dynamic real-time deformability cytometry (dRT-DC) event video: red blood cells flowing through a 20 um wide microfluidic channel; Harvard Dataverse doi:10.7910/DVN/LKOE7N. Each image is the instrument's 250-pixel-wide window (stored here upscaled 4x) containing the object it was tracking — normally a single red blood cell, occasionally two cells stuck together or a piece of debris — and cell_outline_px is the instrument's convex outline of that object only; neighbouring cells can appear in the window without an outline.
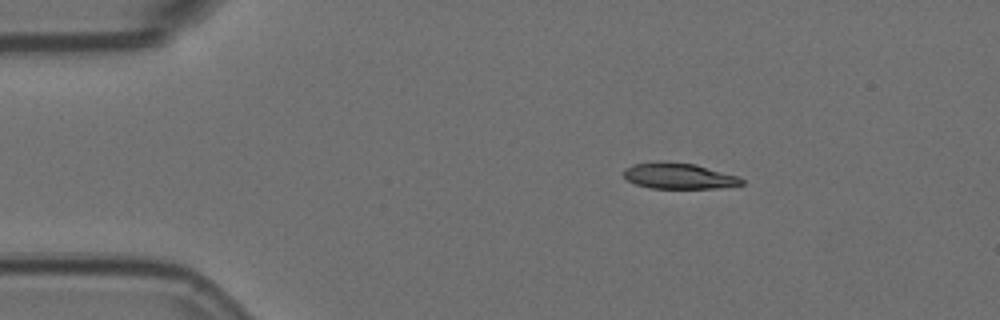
{"species": "Egyptian fruit bat (a non-hibernating species)", "species_latin": "Rousettus aegyptiacus", "temperature_condition": "room temperature", "stored_images_in_passage": 4, "camera_frame_rate_fps": 3000, "um_per_image_px": 0.085, "animal": {"sex": "female"}, "frame": {"image": 1, "passage_image": 3, "time_ms": 0.667, "image_size_px": [1000, 320], "cell_outline_px": [[744, 184], [720, 188], [648, 188], [636, 184], [628, 180], [624, 176], [624, 168], [632, 164], [656, 160], [696, 164], [740, 176], [744, 180]], "centroid_in_image_um": [57.71, 14.94], "position_along_channel_um": 27.3, "area_um2": 18.15}}